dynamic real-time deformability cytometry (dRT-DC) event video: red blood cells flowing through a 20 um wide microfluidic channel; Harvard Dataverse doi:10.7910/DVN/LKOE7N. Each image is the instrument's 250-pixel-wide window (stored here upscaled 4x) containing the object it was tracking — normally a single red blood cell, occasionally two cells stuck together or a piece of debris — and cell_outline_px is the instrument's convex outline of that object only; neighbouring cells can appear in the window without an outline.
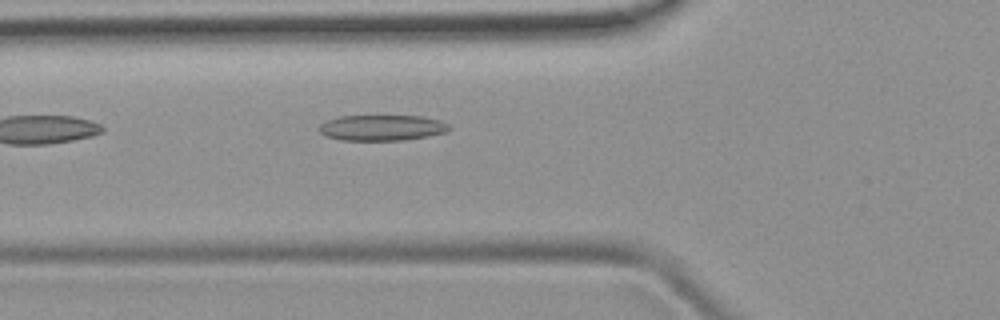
{"species": "common noctule bat (a hibernating species)", "species_latin": "Nyctalus noctula", "temperature_condition": "room temperature", "stored_images_in_passage": 5, "camera_frame_rate_fps": 3000, "um_per_image_px": 0.085, "animal": {"sex": "female", "body_mass_g": 19.9}, "frame": {"image": 1, "passage_image": 5, "time_ms": 4.667, "image_size_px": [1000, 320], "cell_outline_px": [[452, 128], [448, 132], [428, 136], [404, 140], [340, 140], [324, 136], [320, 132], [320, 124], [328, 120], [340, 116], [420, 116], [440, 120], [448, 124]], "centroid_in_image_um": [32.49, 10.86], "position_along_channel_um": 93.3, "area_um2": 19.54}}